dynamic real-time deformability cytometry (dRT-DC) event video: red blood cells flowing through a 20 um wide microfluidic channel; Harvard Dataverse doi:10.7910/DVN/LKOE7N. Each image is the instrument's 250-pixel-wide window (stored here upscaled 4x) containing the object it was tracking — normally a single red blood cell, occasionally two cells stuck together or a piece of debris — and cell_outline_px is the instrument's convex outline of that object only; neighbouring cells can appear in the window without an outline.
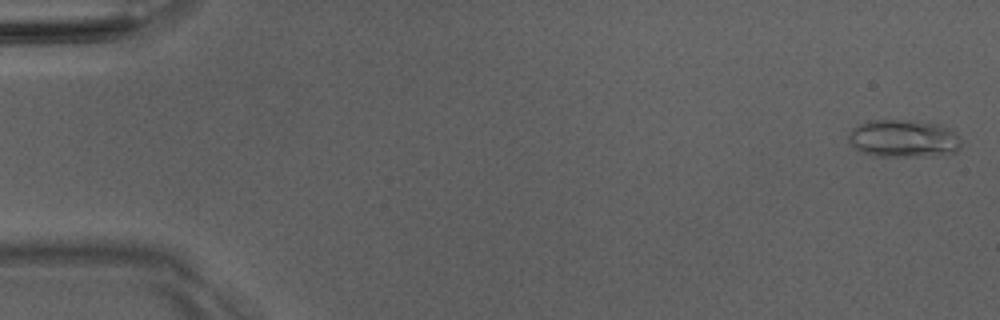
{"species": "Egyptian fruit bat (a non-hibernating species)", "species_latin": "Rousettus aegyptiacus", "temperature_condition": "room temperature", "stored_images_in_passage": 13, "camera_frame_rate_fps": 3000, "um_per_image_px": 0.085, "animal": {"sex": "male"}, "frame": {"image": 1, "passage_image": 1, "time_ms": 0.0, "image_size_px": [1000, 320], "cell_outline_px": [[960, 148], [956, 152], [916, 156], [876, 156], [860, 152], [848, 140], [848, 136], [852, 128], [860, 124], [872, 120], [916, 120], [940, 124], [948, 128], [960, 136]], "centroid_in_image_um": [76.8, 11.76], "position_along_channel_um": 8.2, "area_um2": 24.68}}